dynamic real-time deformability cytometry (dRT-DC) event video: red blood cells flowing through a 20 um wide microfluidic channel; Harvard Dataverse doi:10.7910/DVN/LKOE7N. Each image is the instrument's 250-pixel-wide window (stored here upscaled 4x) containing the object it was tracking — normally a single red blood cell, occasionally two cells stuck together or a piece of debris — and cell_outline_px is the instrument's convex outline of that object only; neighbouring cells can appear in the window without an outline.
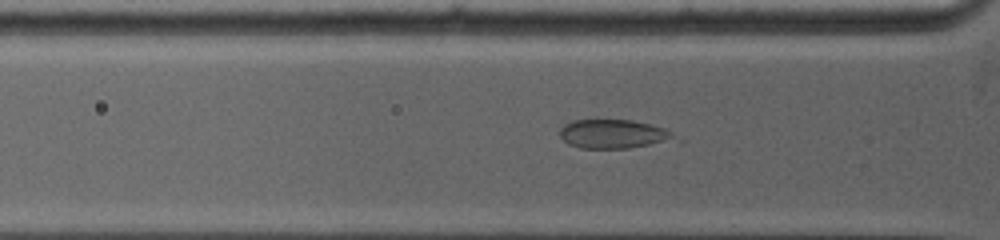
{"species": "common noctule bat (a hibernating species)", "species_latin": "Nyctalus noctula", "temperature_condition": "warm", "stored_images_in_passage": 11, "camera_frame_rate_fps": 5000, "um_per_image_px": 0.085, "animal": {"sex": "female", "body_mass_g": 19.0, "forearm_length_mm": 53.3}, "frame": {"image": 1, "passage_image": 6, "time_ms": 1.4, "image_size_px": [1000, 240], "cell_outline_px": [[684, 140], [628, 148], [580, 148], [568, 144], [560, 136], [560, 128], [564, 124], [572, 120], [632, 120], [664, 128], [672, 132]], "centroid_in_image_um": [52.21, 11.4], "position_along_channel_um": 73.6, "area_um2": 19.65}}